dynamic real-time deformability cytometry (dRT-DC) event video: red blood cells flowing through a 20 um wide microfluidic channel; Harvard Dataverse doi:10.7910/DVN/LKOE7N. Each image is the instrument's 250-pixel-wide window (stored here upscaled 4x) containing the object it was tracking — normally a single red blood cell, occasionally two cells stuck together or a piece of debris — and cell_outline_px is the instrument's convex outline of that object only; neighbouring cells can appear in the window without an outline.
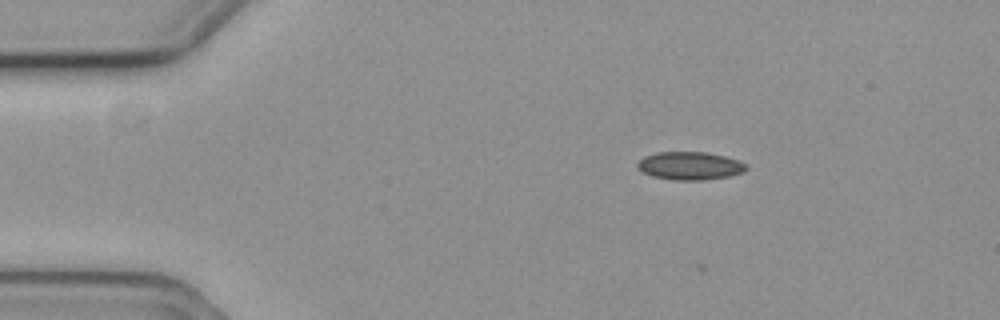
{"species": "common noctule bat (a hibernating species)", "species_latin": "Nyctalus noctula", "temperature_condition": "cold", "stored_images_in_passage": 3, "camera_frame_rate_fps": 3000, "um_per_image_px": 0.085, "animal": {"sex": "female", "body_mass_g": 19.3, "forearm_length_mm": 54.1}, "frame": {"image": 1, "passage_image": 1, "time_ms": 0.0, "image_size_px": [1000, 320], "cell_outline_px": [[748, 168], [744, 172], [728, 176], [704, 180], [672, 180], [652, 176], [640, 172], [636, 168], [636, 164], [644, 156], [656, 152], [704, 152], [724, 156], [740, 160], [748, 164]], "centroid_in_image_um": [58.63, 14.09], "position_along_channel_um": 26.4, "area_um2": 18.03}}